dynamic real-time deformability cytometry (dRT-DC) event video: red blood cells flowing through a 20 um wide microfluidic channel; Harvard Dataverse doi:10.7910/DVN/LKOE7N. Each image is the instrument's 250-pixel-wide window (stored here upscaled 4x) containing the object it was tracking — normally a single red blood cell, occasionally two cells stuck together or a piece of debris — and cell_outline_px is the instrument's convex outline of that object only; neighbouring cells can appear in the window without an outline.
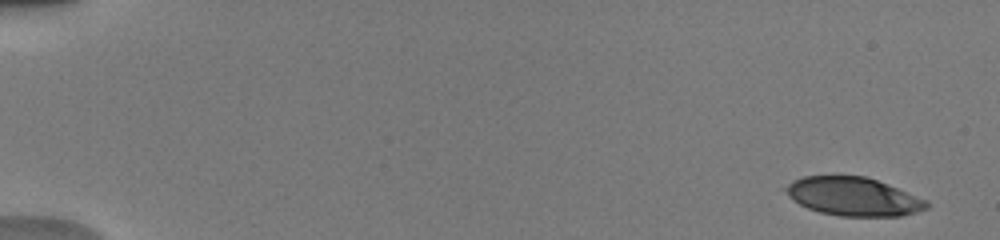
{"species": "human", "species_latin": "Homo sapiens", "temperature_condition": "warm", "stored_images_in_passage": 13, "camera_frame_rate_fps": 3000, "um_per_image_px": 0.085, "donor": {"sex": "male"}, "frame": {"image": 1, "passage_image": 2, "time_ms": 0.667, "image_size_px": [1000, 240], "cell_outline_px": [[928, 208], [916, 212], [900, 216], [840, 216], [820, 212], [808, 208], [792, 200], [780, 188], [792, 180], [804, 176], [864, 176], [888, 184], [928, 200]], "centroid_in_image_um": [72.49, 16.7], "position_along_channel_um": 12.5, "area_um2": 31.73}}
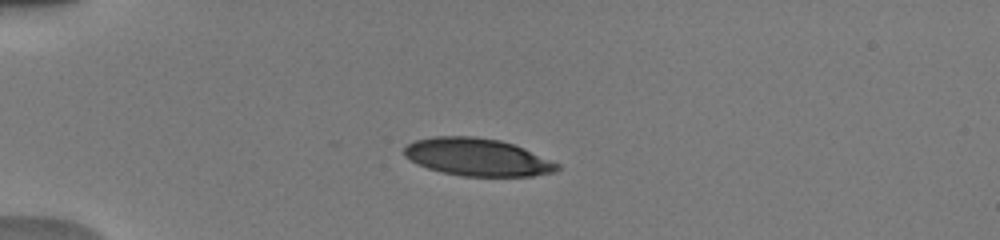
{"frame": {"image": 2, "passage_image": 7, "time_ms": 4.667, "image_size_px": [1000, 240], "cell_outline_px": [[560, 168], [556, 172], [532, 176], [464, 176], [444, 172], [428, 168], [404, 156], [404, 148], [412, 140], [432, 136], [476, 136], [500, 140], [524, 148], [560, 164]], "centroid_in_image_um": [40.59, 13.34], "position_along_channel_um": 44.4, "area_um2": 33.47}}